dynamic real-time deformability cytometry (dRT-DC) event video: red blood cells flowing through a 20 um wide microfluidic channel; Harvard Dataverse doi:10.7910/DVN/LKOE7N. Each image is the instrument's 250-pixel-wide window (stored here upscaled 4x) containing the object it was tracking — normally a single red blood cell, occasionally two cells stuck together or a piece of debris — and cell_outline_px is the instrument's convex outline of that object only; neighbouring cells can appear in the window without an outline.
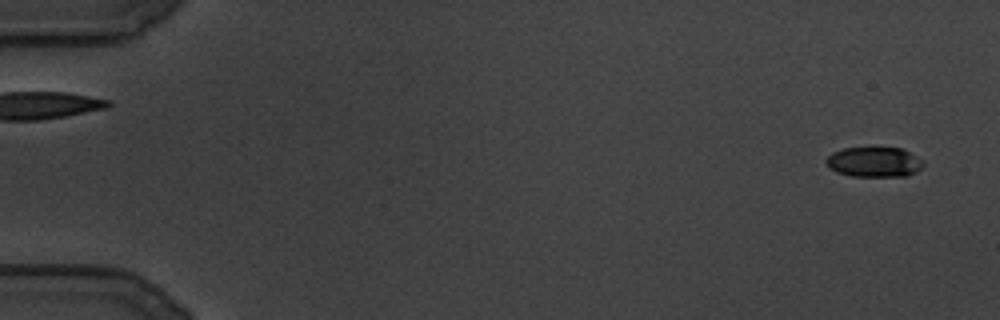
{"species": "common noctule bat (a hibernating species)", "species_latin": "Nyctalus noctula", "temperature_condition": "cold", "stored_images_in_passage": 100, "camera_frame_rate_fps": 3000, "um_per_image_px": 0.085, "animal": {"sex": "male", "body_mass_g": 19.5, "forearm_length_mm": 54.6}, "frame": {"image": 1, "passage_image": 6, "time_ms": 1.667, "image_size_px": [1000, 320], "cell_outline_px": [[924, 164], [916, 172], [908, 176], [852, 176], [836, 172], [824, 160], [832, 152], [844, 148], [900, 148], [924, 160]], "centroid_in_image_um": [74.32, 13.77], "position_along_channel_um": 10.7, "area_um2": 16.88}}
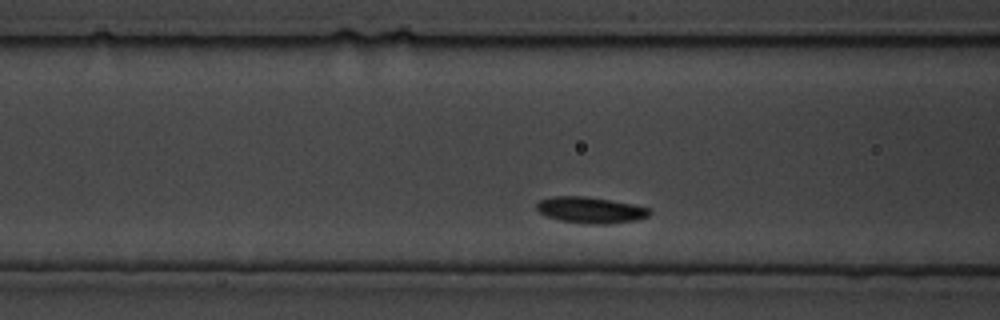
{"frame": {"image": 2, "passage_image": 42, "time_ms": 13.667, "image_size_px": [1000, 320], "cell_outline_px": [[652, 212], [648, 216], [632, 220], [608, 224], [596, 224], [560, 220], [548, 216], [540, 212], [536, 208], [536, 204], [540, 200], [552, 196], [580, 196], [608, 200], [632, 204], [652, 208]], "centroid_in_image_um": [50.2, 17.84], "position_along_channel_um": 116.4, "area_um2": 16.88}}
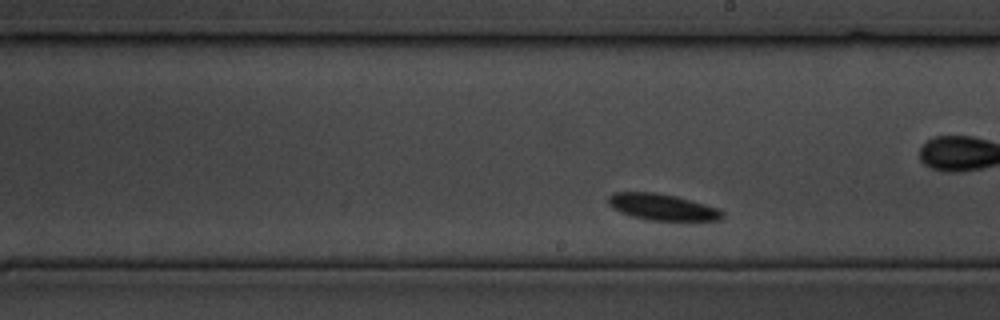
{"frame": {"image": 3, "passage_image": 65, "time_ms": 21.333, "image_size_px": [1000, 320], "cell_outline_px": [[724, 216], [720, 220], [688, 224], [684, 224], [648, 220], [632, 216], [620, 212], [612, 208], [608, 204], [608, 196], [612, 192], [656, 192], [676, 196], [720, 208], [724, 212]], "centroid_in_image_um": [56.4, 17.66], "position_along_channel_um": 232.6, "area_um2": 18.73}}